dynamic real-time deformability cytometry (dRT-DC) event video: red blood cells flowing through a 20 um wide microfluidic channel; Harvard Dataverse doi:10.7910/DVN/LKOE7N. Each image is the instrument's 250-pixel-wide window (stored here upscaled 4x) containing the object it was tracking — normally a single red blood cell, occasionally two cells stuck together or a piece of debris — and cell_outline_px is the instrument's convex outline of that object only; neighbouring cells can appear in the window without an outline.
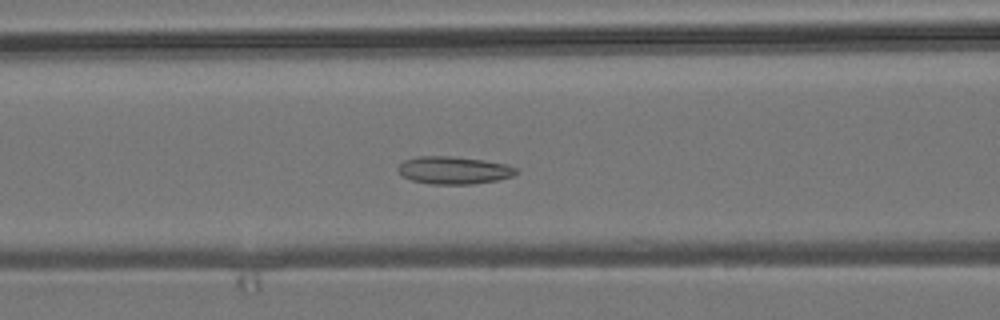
{"species": "common noctule bat (a hibernating species)", "species_latin": "Nyctalus noctula", "temperature_condition": "room temperature", "stored_images_in_passage": 29, "camera_frame_rate_fps": 3000, "um_per_image_px": 0.085, "animal": {"sex": "male", "body_mass_g": 19.2, "forearm_length_mm": 51.8}, "frame": {"image": 1, "passage_image": 21, "time_ms": 6.667, "image_size_px": [1000, 320], "cell_outline_px": [[520, 172], [512, 176], [496, 180], [472, 184], [432, 184], [412, 180], [404, 176], [396, 168], [404, 160], [416, 156], [452, 156], [484, 160], [504, 164], [520, 168]], "centroid_in_image_um": [38.6, 14.46], "position_along_channel_um": 128.0, "area_um2": 19.02}}
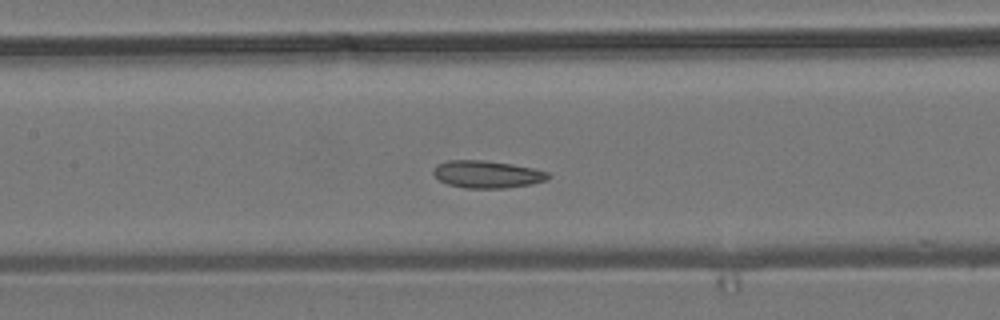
{"frame": {"image": 2, "passage_image": 24, "time_ms": 7.667, "image_size_px": [1000, 320], "cell_outline_px": [[552, 176], [548, 180], [508, 188], [464, 188], [448, 184], [440, 180], [432, 172], [436, 164], [448, 160], [484, 160], [512, 164], [532, 168], [548, 172]], "centroid_in_image_um": [41.4, 14.81], "position_along_channel_um": 166.0, "area_um2": 18.32}}
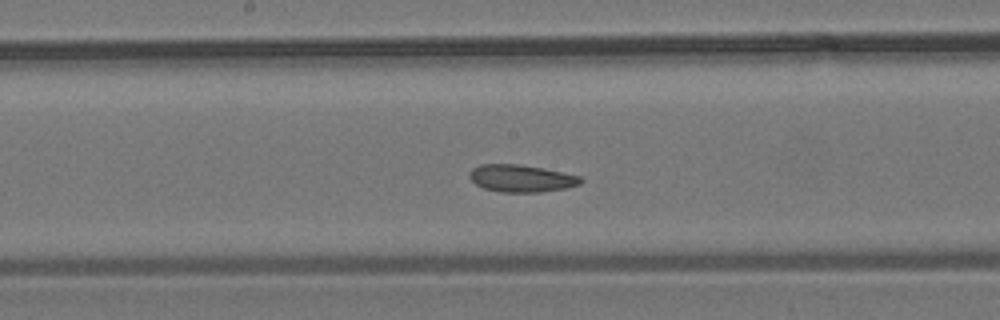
{"frame": {"image": 3, "passage_image": 27, "time_ms": 8.667, "image_size_px": [1000, 320], "cell_outline_px": [[584, 180], [580, 184], [564, 188], [540, 192], [500, 192], [484, 188], [476, 184], [468, 176], [468, 172], [472, 168], [480, 164], [520, 164], [580, 176]], "centroid_in_image_um": [44.26, 15.16], "position_along_channel_um": 203.9, "area_um2": 17.57}}